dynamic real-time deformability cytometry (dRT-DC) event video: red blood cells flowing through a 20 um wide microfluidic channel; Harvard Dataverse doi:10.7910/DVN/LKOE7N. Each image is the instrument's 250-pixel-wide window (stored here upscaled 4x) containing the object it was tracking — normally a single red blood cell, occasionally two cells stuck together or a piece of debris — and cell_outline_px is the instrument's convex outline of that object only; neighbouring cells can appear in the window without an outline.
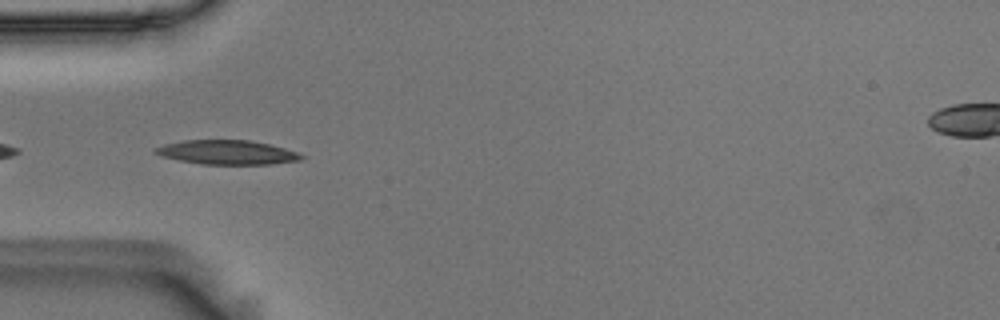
{"species": "Egyptian fruit bat (a non-hibernating species)", "species_latin": "Rousettus aegyptiacus", "temperature_condition": "room temperature", "stored_images_in_passage": 7, "camera_frame_rate_fps": 3000, "um_per_image_px": 0.085, "animal": {"sex": "male"}, "frame": {"image": 1, "passage_image": 2, "time_ms": 0.333, "image_size_px": [1000, 320], "cell_outline_px": [[304, 156], [300, 160], [272, 164], [200, 164], [160, 156], [152, 152], [156, 148], [164, 144], [184, 140], [252, 140], [284, 148], [296, 152]], "centroid_in_image_um": [19.27, 12.95], "position_along_channel_um": 65.7, "area_um2": 20.52}}